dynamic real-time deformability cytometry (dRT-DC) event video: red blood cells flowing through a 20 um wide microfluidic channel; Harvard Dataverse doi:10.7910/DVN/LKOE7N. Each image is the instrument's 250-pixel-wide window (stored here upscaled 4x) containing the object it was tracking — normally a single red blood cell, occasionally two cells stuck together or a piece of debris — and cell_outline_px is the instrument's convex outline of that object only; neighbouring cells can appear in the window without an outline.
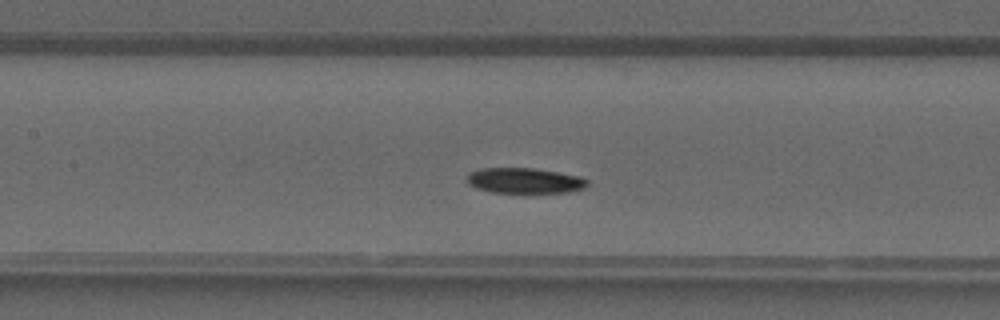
{"species": "common noctule bat (a hibernating species)", "species_latin": "Nyctalus noctula", "temperature_condition": "warm", "stored_images_in_passage": 37, "camera_frame_rate_fps": 3000, "um_per_image_px": 0.085, "animal": {"sex": "male", "forearm_length_mm": 52.5}, "frame": {"image": 1, "passage_image": 14, "time_ms": 4.333, "image_size_px": [1000, 320], "cell_outline_px": [[588, 184], [584, 188], [568, 192], [492, 192], [476, 188], [468, 184], [464, 180], [472, 172], [480, 168], [532, 168], [580, 176], [588, 180]], "centroid_in_image_um": [44.57, 15.35], "position_along_channel_um": 162.8, "area_um2": 17.69}}
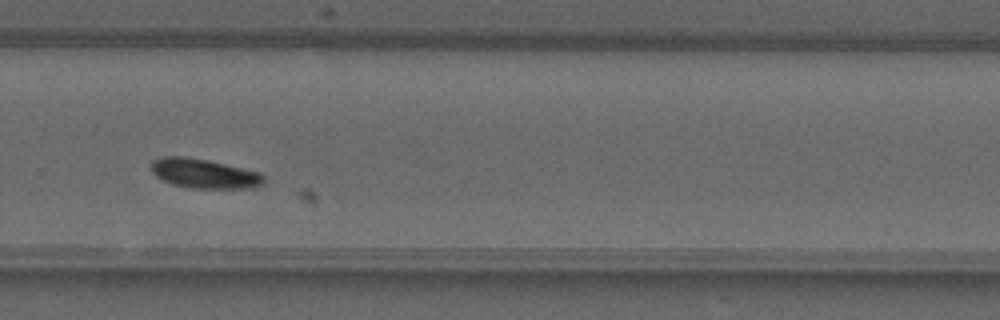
{"frame": {"image": 2, "passage_image": 23, "time_ms": 7.333, "image_size_px": [1000, 320], "cell_outline_px": [[264, 184], [256, 188], [192, 188], [172, 184], [156, 176], [152, 172], [152, 160], [164, 156], [184, 156], [208, 160], [260, 172], [264, 176]], "centroid_in_image_um": [17.38, 14.75], "position_along_channel_um": 312.4, "area_um2": 19.36}}
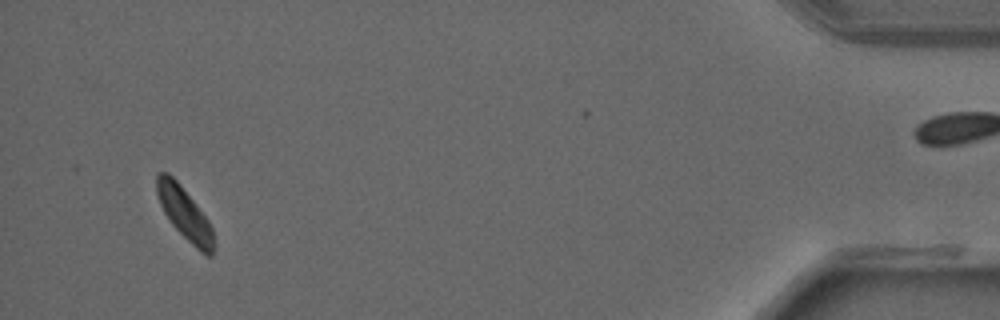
{"frame": {"image": 3, "passage_image": 34, "time_ms": 11.0, "image_size_px": [1000, 320], "cell_outline_px": [[216, 244], [212, 256], [208, 256], [200, 252], [172, 224], [164, 212], [160, 204], [156, 192], [156, 176], [160, 172], [168, 172], [180, 184], [208, 220], [212, 228]], "centroid_in_image_um": [15.71, 18.17], "position_along_channel_um": 419.5, "area_um2": 17.22}}